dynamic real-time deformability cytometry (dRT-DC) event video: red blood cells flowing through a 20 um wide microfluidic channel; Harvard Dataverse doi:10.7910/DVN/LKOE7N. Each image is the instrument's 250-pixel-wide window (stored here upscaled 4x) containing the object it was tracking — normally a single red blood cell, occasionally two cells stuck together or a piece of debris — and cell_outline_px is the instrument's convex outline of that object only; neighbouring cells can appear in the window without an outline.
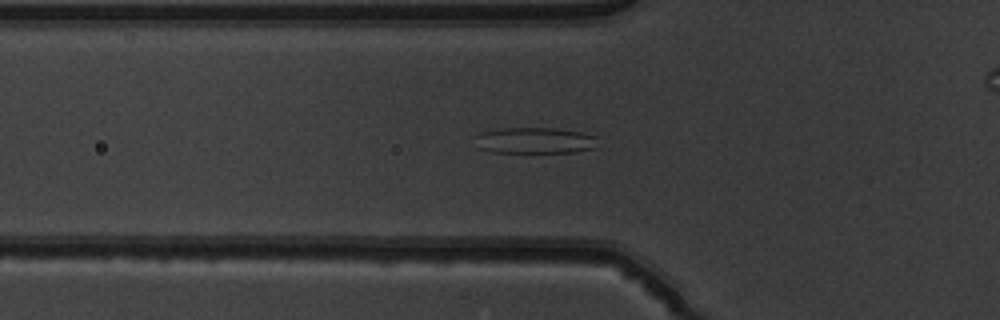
{"species": "common noctule bat (a hibernating species)", "species_latin": "Nyctalus noctula", "temperature_condition": "warm", "stored_images_in_passage": 52, "segment_of_instrument_passage": [1, 2], "camera_frame_rate_fps": 3000, "um_per_image_px": 0.085, "animal": {"sex": "male", "body_mass_g": 19.5, "forearm_length_mm": 54.6}, "frame": {"image": 1, "passage_image": 18, "time_ms": 5.667, "image_size_px": [1000, 320], "cell_outline_px": [[596, 148], [576, 152], [492, 152], [480, 148], [476, 136], [480, 132], [504, 128], [556, 128], [580, 132], [596, 136]], "centroid_in_image_um": [45.51, 11.94], "position_along_channel_um": 80.3, "area_um2": 18.5}}
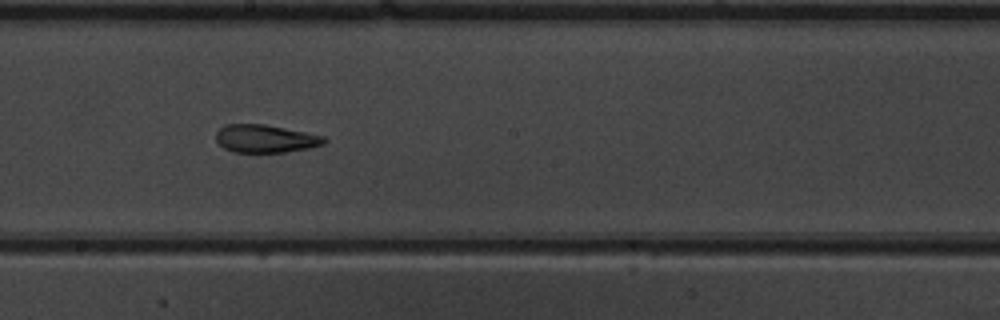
{"frame": {"image": 2, "passage_image": 29, "time_ms": 9.333, "image_size_px": [1000, 320], "cell_outline_px": [[328, 140], [324, 144], [308, 148], [284, 152], [232, 152], [224, 148], [216, 140], [216, 132], [224, 124], [264, 124], [324, 136]], "centroid_in_image_um": [22.54, 11.78], "position_along_channel_um": 225.7, "area_um2": 17.51}}
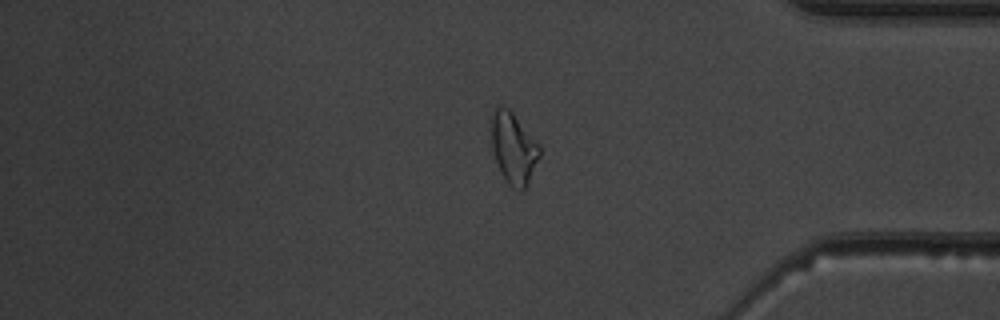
{"frame": {"image": 3, "passage_image": 43, "time_ms": 14.0, "image_size_px": [1000, 320], "cell_outline_px": [[540, 156], [524, 188], [512, 188], [508, 184], [500, 172], [492, 148], [492, 116], [496, 108], [508, 108], [512, 112], [540, 144]], "centroid_in_image_um": [43.66, 12.59], "position_along_channel_um": 391.5, "area_um2": 19.42}}